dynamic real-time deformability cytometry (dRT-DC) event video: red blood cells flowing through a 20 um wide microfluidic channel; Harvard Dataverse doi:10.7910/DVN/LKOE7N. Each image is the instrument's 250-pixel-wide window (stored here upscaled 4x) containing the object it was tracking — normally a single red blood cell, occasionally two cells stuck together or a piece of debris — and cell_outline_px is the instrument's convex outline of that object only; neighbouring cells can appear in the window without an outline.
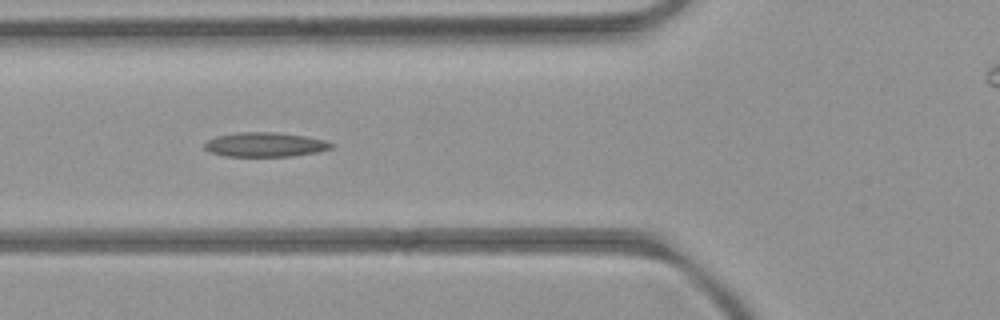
{"species": "common noctule bat (a hibernating species)", "species_latin": "Nyctalus noctula", "temperature_condition": "room temperature", "stored_images_in_passage": 8, "camera_frame_rate_fps": 3000, "um_per_image_px": 0.085, "animal": {"sex": "female", "body_mass_g": 21.9}, "frame": {"image": 1, "passage_image": 5, "time_ms": 4.333, "image_size_px": [1000, 320], "cell_outline_px": [[336, 144], [332, 148], [316, 152], [292, 156], [224, 156], [208, 152], [204, 148], [204, 144], [208, 140], [216, 136], [236, 132], [276, 132], [304, 136], [324, 140]], "centroid_in_image_um": [22.51, 12.29], "position_along_channel_um": 103.3, "area_um2": 18.09}}
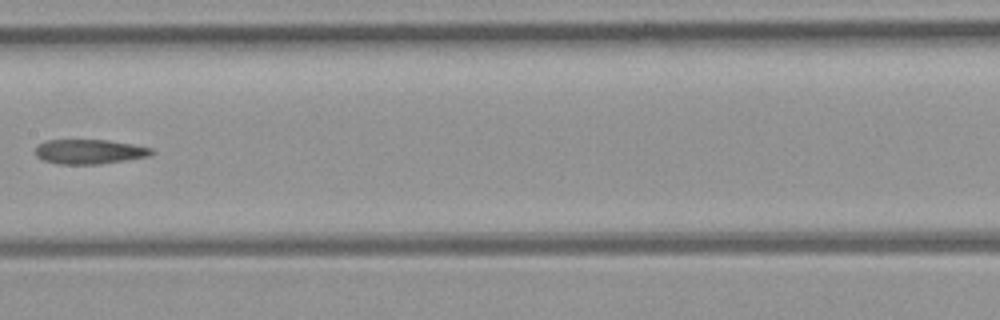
{"frame": {"image": 2, "passage_image": 7, "time_ms": 6.667, "image_size_px": [1000, 320], "cell_outline_px": [[156, 152], [152, 156], [100, 164], [56, 164], [44, 160], [36, 156], [36, 148], [44, 140], [108, 140], [132, 144], [152, 148]], "centroid_in_image_um": [7.65, 12.89], "position_along_channel_um": 199.8, "area_um2": 16.76}}
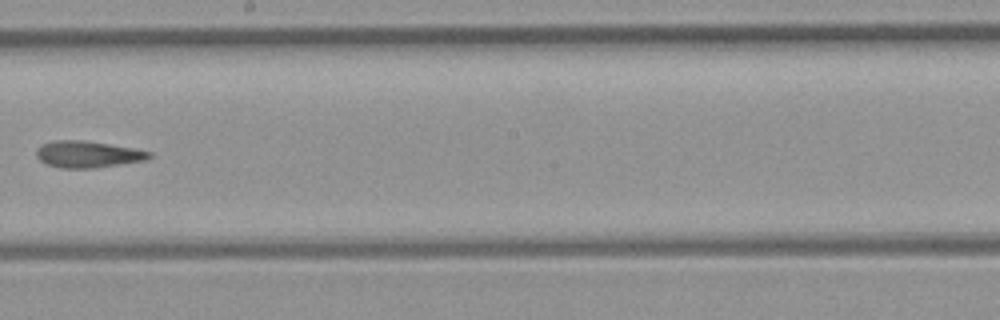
{"frame": {"image": 3, "passage_image": 8, "time_ms": 7.667, "image_size_px": [1000, 320], "cell_outline_px": [[152, 156], [144, 160], [96, 168], [60, 168], [44, 164], [36, 156], [36, 148], [40, 144], [52, 140], [84, 140], [136, 148], [152, 152]], "centroid_in_image_um": [7.42, 13.11], "position_along_channel_um": 240.8, "area_um2": 17.8}}